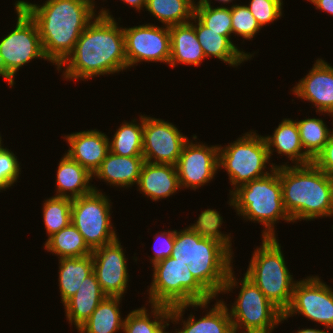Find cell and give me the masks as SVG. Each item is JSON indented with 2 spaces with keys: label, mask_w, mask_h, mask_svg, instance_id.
I'll return each instance as SVG.
<instances>
[{
  "label": "cell",
  "mask_w": 333,
  "mask_h": 333,
  "mask_svg": "<svg viewBox=\"0 0 333 333\" xmlns=\"http://www.w3.org/2000/svg\"><path fill=\"white\" fill-rule=\"evenodd\" d=\"M222 223L223 217L215 209L201 211L194 224L180 231L175 229L170 256L188 265L195 279L214 298L221 294L233 268L231 233L220 231Z\"/></svg>",
  "instance_id": "cell-1"
},
{
  "label": "cell",
  "mask_w": 333,
  "mask_h": 333,
  "mask_svg": "<svg viewBox=\"0 0 333 333\" xmlns=\"http://www.w3.org/2000/svg\"><path fill=\"white\" fill-rule=\"evenodd\" d=\"M102 8L77 40L72 53L57 68L66 80L92 79L127 70L123 27ZM65 66V67H64Z\"/></svg>",
  "instance_id": "cell-2"
},
{
  "label": "cell",
  "mask_w": 333,
  "mask_h": 333,
  "mask_svg": "<svg viewBox=\"0 0 333 333\" xmlns=\"http://www.w3.org/2000/svg\"><path fill=\"white\" fill-rule=\"evenodd\" d=\"M15 3L36 23L44 55L56 69L72 53L81 33L97 15L91 0H46L42 5L24 0Z\"/></svg>",
  "instance_id": "cell-3"
},
{
  "label": "cell",
  "mask_w": 333,
  "mask_h": 333,
  "mask_svg": "<svg viewBox=\"0 0 333 333\" xmlns=\"http://www.w3.org/2000/svg\"><path fill=\"white\" fill-rule=\"evenodd\" d=\"M278 166L283 205L292 222L333 216V178L313 162Z\"/></svg>",
  "instance_id": "cell-4"
},
{
  "label": "cell",
  "mask_w": 333,
  "mask_h": 333,
  "mask_svg": "<svg viewBox=\"0 0 333 333\" xmlns=\"http://www.w3.org/2000/svg\"><path fill=\"white\" fill-rule=\"evenodd\" d=\"M270 173L230 190L228 204L246 221L263 225L262 237H276L275 224L279 220L292 222L283 205L279 166Z\"/></svg>",
  "instance_id": "cell-5"
},
{
  "label": "cell",
  "mask_w": 333,
  "mask_h": 333,
  "mask_svg": "<svg viewBox=\"0 0 333 333\" xmlns=\"http://www.w3.org/2000/svg\"><path fill=\"white\" fill-rule=\"evenodd\" d=\"M233 270L229 271L221 293L228 294L241 287L231 309L228 308L234 333H272L279 323H283V312L245 275L239 283Z\"/></svg>",
  "instance_id": "cell-6"
},
{
  "label": "cell",
  "mask_w": 333,
  "mask_h": 333,
  "mask_svg": "<svg viewBox=\"0 0 333 333\" xmlns=\"http://www.w3.org/2000/svg\"><path fill=\"white\" fill-rule=\"evenodd\" d=\"M286 263L278 239L262 237V244L253 251L244 274L283 313L290 306L297 282Z\"/></svg>",
  "instance_id": "cell-7"
},
{
  "label": "cell",
  "mask_w": 333,
  "mask_h": 333,
  "mask_svg": "<svg viewBox=\"0 0 333 333\" xmlns=\"http://www.w3.org/2000/svg\"><path fill=\"white\" fill-rule=\"evenodd\" d=\"M152 266L153 280L147 290L150 305L172 307L215 299L195 279L185 263L168 257Z\"/></svg>",
  "instance_id": "cell-8"
},
{
  "label": "cell",
  "mask_w": 333,
  "mask_h": 333,
  "mask_svg": "<svg viewBox=\"0 0 333 333\" xmlns=\"http://www.w3.org/2000/svg\"><path fill=\"white\" fill-rule=\"evenodd\" d=\"M268 147L264 136L256 131H249L227 146L219 145L218 168L226 170L230 184L234 187L268 175L266 165L275 168L278 165L269 163Z\"/></svg>",
  "instance_id": "cell-9"
},
{
  "label": "cell",
  "mask_w": 333,
  "mask_h": 333,
  "mask_svg": "<svg viewBox=\"0 0 333 333\" xmlns=\"http://www.w3.org/2000/svg\"><path fill=\"white\" fill-rule=\"evenodd\" d=\"M17 23L12 31L0 40V76L14 86L15 75L20 68L33 59L46 57L36 23L16 3Z\"/></svg>",
  "instance_id": "cell-10"
},
{
  "label": "cell",
  "mask_w": 333,
  "mask_h": 333,
  "mask_svg": "<svg viewBox=\"0 0 333 333\" xmlns=\"http://www.w3.org/2000/svg\"><path fill=\"white\" fill-rule=\"evenodd\" d=\"M111 200L96 189L92 193L72 199L71 223L82 234L91 250L118 239L111 222Z\"/></svg>",
  "instance_id": "cell-11"
},
{
  "label": "cell",
  "mask_w": 333,
  "mask_h": 333,
  "mask_svg": "<svg viewBox=\"0 0 333 333\" xmlns=\"http://www.w3.org/2000/svg\"><path fill=\"white\" fill-rule=\"evenodd\" d=\"M283 314L284 320L300 314L308 321L317 322L327 330H332L333 289L322 281L318 275L297 280L290 306Z\"/></svg>",
  "instance_id": "cell-12"
},
{
  "label": "cell",
  "mask_w": 333,
  "mask_h": 333,
  "mask_svg": "<svg viewBox=\"0 0 333 333\" xmlns=\"http://www.w3.org/2000/svg\"><path fill=\"white\" fill-rule=\"evenodd\" d=\"M123 33L127 68L143 61L169 64L171 35L168 26L146 23L131 28L123 27Z\"/></svg>",
  "instance_id": "cell-13"
},
{
  "label": "cell",
  "mask_w": 333,
  "mask_h": 333,
  "mask_svg": "<svg viewBox=\"0 0 333 333\" xmlns=\"http://www.w3.org/2000/svg\"><path fill=\"white\" fill-rule=\"evenodd\" d=\"M196 134L192 140H188L176 163V171L181 189H198L213 181L219 162V145H206L196 140Z\"/></svg>",
  "instance_id": "cell-14"
},
{
  "label": "cell",
  "mask_w": 333,
  "mask_h": 333,
  "mask_svg": "<svg viewBox=\"0 0 333 333\" xmlns=\"http://www.w3.org/2000/svg\"><path fill=\"white\" fill-rule=\"evenodd\" d=\"M188 137L168 121L143 115V157L149 163L176 165Z\"/></svg>",
  "instance_id": "cell-15"
},
{
  "label": "cell",
  "mask_w": 333,
  "mask_h": 333,
  "mask_svg": "<svg viewBox=\"0 0 333 333\" xmlns=\"http://www.w3.org/2000/svg\"><path fill=\"white\" fill-rule=\"evenodd\" d=\"M93 272L107 297L123 298L129 282L126 255L121 242L103 245L92 250Z\"/></svg>",
  "instance_id": "cell-16"
},
{
  "label": "cell",
  "mask_w": 333,
  "mask_h": 333,
  "mask_svg": "<svg viewBox=\"0 0 333 333\" xmlns=\"http://www.w3.org/2000/svg\"><path fill=\"white\" fill-rule=\"evenodd\" d=\"M216 303L214 307L210 308L209 312L206 310L205 316H201L200 319H196L195 315L190 313L187 320L183 319L185 309L194 307V309L200 307L201 309L208 308L207 302H197L193 304H180L170 307L169 321L173 324L183 323L182 328L175 329L176 333H234L232 320L228 311V305L218 298L214 299ZM218 300V301H217ZM184 320V321H183ZM182 321V322H179ZM175 322V323H174Z\"/></svg>",
  "instance_id": "cell-17"
},
{
  "label": "cell",
  "mask_w": 333,
  "mask_h": 333,
  "mask_svg": "<svg viewBox=\"0 0 333 333\" xmlns=\"http://www.w3.org/2000/svg\"><path fill=\"white\" fill-rule=\"evenodd\" d=\"M292 94L309 101L316 114L333 117V66L318 58L309 73L293 87ZM325 113V114H324Z\"/></svg>",
  "instance_id": "cell-18"
},
{
  "label": "cell",
  "mask_w": 333,
  "mask_h": 333,
  "mask_svg": "<svg viewBox=\"0 0 333 333\" xmlns=\"http://www.w3.org/2000/svg\"><path fill=\"white\" fill-rule=\"evenodd\" d=\"M64 137L69 145L66 154L86 168L92 175L110 151V138L97 129L73 132Z\"/></svg>",
  "instance_id": "cell-19"
},
{
  "label": "cell",
  "mask_w": 333,
  "mask_h": 333,
  "mask_svg": "<svg viewBox=\"0 0 333 333\" xmlns=\"http://www.w3.org/2000/svg\"><path fill=\"white\" fill-rule=\"evenodd\" d=\"M137 191L152 201L166 199L181 190L176 166L171 164L144 162Z\"/></svg>",
  "instance_id": "cell-20"
},
{
  "label": "cell",
  "mask_w": 333,
  "mask_h": 333,
  "mask_svg": "<svg viewBox=\"0 0 333 333\" xmlns=\"http://www.w3.org/2000/svg\"><path fill=\"white\" fill-rule=\"evenodd\" d=\"M144 162L143 156H119L109 151L93 178H99L112 187L129 189L138 184Z\"/></svg>",
  "instance_id": "cell-21"
},
{
  "label": "cell",
  "mask_w": 333,
  "mask_h": 333,
  "mask_svg": "<svg viewBox=\"0 0 333 333\" xmlns=\"http://www.w3.org/2000/svg\"><path fill=\"white\" fill-rule=\"evenodd\" d=\"M195 32L206 58L215 57L232 67H238L241 63L251 60L254 53H245L238 49L233 41L221 32H215L205 27L195 16Z\"/></svg>",
  "instance_id": "cell-22"
},
{
  "label": "cell",
  "mask_w": 333,
  "mask_h": 333,
  "mask_svg": "<svg viewBox=\"0 0 333 333\" xmlns=\"http://www.w3.org/2000/svg\"><path fill=\"white\" fill-rule=\"evenodd\" d=\"M106 297L92 272L83 280L77 292L63 304L65 316L71 326L78 329Z\"/></svg>",
  "instance_id": "cell-23"
},
{
  "label": "cell",
  "mask_w": 333,
  "mask_h": 333,
  "mask_svg": "<svg viewBox=\"0 0 333 333\" xmlns=\"http://www.w3.org/2000/svg\"><path fill=\"white\" fill-rule=\"evenodd\" d=\"M93 175L66 153L60 159L56 172V195L70 199L92 193L97 188L91 185Z\"/></svg>",
  "instance_id": "cell-24"
},
{
  "label": "cell",
  "mask_w": 333,
  "mask_h": 333,
  "mask_svg": "<svg viewBox=\"0 0 333 333\" xmlns=\"http://www.w3.org/2000/svg\"><path fill=\"white\" fill-rule=\"evenodd\" d=\"M264 138L269 158L273 152H277L281 156L286 155L293 165H306L313 161L302 147L298 126L293 119L283 118L278 127L274 129L273 135H266Z\"/></svg>",
  "instance_id": "cell-25"
},
{
  "label": "cell",
  "mask_w": 333,
  "mask_h": 333,
  "mask_svg": "<svg viewBox=\"0 0 333 333\" xmlns=\"http://www.w3.org/2000/svg\"><path fill=\"white\" fill-rule=\"evenodd\" d=\"M192 21V22H191ZM189 23L169 27L171 55L169 66L178 64L199 66L206 59L195 32L194 17Z\"/></svg>",
  "instance_id": "cell-26"
},
{
  "label": "cell",
  "mask_w": 333,
  "mask_h": 333,
  "mask_svg": "<svg viewBox=\"0 0 333 333\" xmlns=\"http://www.w3.org/2000/svg\"><path fill=\"white\" fill-rule=\"evenodd\" d=\"M58 281L61 303L64 304L81 286L83 280L93 272L92 254L85 257L60 258Z\"/></svg>",
  "instance_id": "cell-27"
},
{
  "label": "cell",
  "mask_w": 333,
  "mask_h": 333,
  "mask_svg": "<svg viewBox=\"0 0 333 333\" xmlns=\"http://www.w3.org/2000/svg\"><path fill=\"white\" fill-rule=\"evenodd\" d=\"M120 297H106L92 315L77 329L79 333H117L123 330L124 319L119 309Z\"/></svg>",
  "instance_id": "cell-28"
},
{
  "label": "cell",
  "mask_w": 333,
  "mask_h": 333,
  "mask_svg": "<svg viewBox=\"0 0 333 333\" xmlns=\"http://www.w3.org/2000/svg\"><path fill=\"white\" fill-rule=\"evenodd\" d=\"M169 316V306L151 304V313H149V310L146 309V306H143L141 308L130 311V313L126 315L124 318L122 332L161 333L170 324Z\"/></svg>",
  "instance_id": "cell-29"
},
{
  "label": "cell",
  "mask_w": 333,
  "mask_h": 333,
  "mask_svg": "<svg viewBox=\"0 0 333 333\" xmlns=\"http://www.w3.org/2000/svg\"><path fill=\"white\" fill-rule=\"evenodd\" d=\"M195 0H147L145 10L164 26L189 23L194 17Z\"/></svg>",
  "instance_id": "cell-30"
},
{
  "label": "cell",
  "mask_w": 333,
  "mask_h": 333,
  "mask_svg": "<svg viewBox=\"0 0 333 333\" xmlns=\"http://www.w3.org/2000/svg\"><path fill=\"white\" fill-rule=\"evenodd\" d=\"M131 122L123 121L112 139H109V149L119 156H143V115Z\"/></svg>",
  "instance_id": "cell-31"
},
{
  "label": "cell",
  "mask_w": 333,
  "mask_h": 333,
  "mask_svg": "<svg viewBox=\"0 0 333 333\" xmlns=\"http://www.w3.org/2000/svg\"><path fill=\"white\" fill-rule=\"evenodd\" d=\"M44 248L47 252L57 255L59 259L85 257L92 254L82 234L72 223L46 239Z\"/></svg>",
  "instance_id": "cell-32"
},
{
  "label": "cell",
  "mask_w": 333,
  "mask_h": 333,
  "mask_svg": "<svg viewBox=\"0 0 333 333\" xmlns=\"http://www.w3.org/2000/svg\"><path fill=\"white\" fill-rule=\"evenodd\" d=\"M295 121L298 126L302 147L314 159L332 136L333 129H329L328 125L320 118H306L298 121L296 119Z\"/></svg>",
  "instance_id": "cell-33"
},
{
  "label": "cell",
  "mask_w": 333,
  "mask_h": 333,
  "mask_svg": "<svg viewBox=\"0 0 333 333\" xmlns=\"http://www.w3.org/2000/svg\"><path fill=\"white\" fill-rule=\"evenodd\" d=\"M72 199L52 196L43 202L42 216L48 238L71 223Z\"/></svg>",
  "instance_id": "cell-34"
},
{
  "label": "cell",
  "mask_w": 333,
  "mask_h": 333,
  "mask_svg": "<svg viewBox=\"0 0 333 333\" xmlns=\"http://www.w3.org/2000/svg\"><path fill=\"white\" fill-rule=\"evenodd\" d=\"M194 16L205 26L221 35L227 36L231 40L232 18L231 6H209L195 4Z\"/></svg>",
  "instance_id": "cell-35"
},
{
  "label": "cell",
  "mask_w": 333,
  "mask_h": 333,
  "mask_svg": "<svg viewBox=\"0 0 333 333\" xmlns=\"http://www.w3.org/2000/svg\"><path fill=\"white\" fill-rule=\"evenodd\" d=\"M231 18L232 33L235 34V36L237 35L244 38V40H253L252 38L261 30L256 18L247 8L246 4H232Z\"/></svg>",
  "instance_id": "cell-36"
},
{
  "label": "cell",
  "mask_w": 333,
  "mask_h": 333,
  "mask_svg": "<svg viewBox=\"0 0 333 333\" xmlns=\"http://www.w3.org/2000/svg\"><path fill=\"white\" fill-rule=\"evenodd\" d=\"M246 5L261 28L283 15V0H250Z\"/></svg>",
  "instance_id": "cell-37"
},
{
  "label": "cell",
  "mask_w": 333,
  "mask_h": 333,
  "mask_svg": "<svg viewBox=\"0 0 333 333\" xmlns=\"http://www.w3.org/2000/svg\"><path fill=\"white\" fill-rule=\"evenodd\" d=\"M17 156L7 147L0 151V192L13 186L21 174Z\"/></svg>",
  "instance_id": "cell-38"
},
{
  "label": "cell",
  "mask_w": 333,
  "mask_h": 333,
  "mask_svg": "<svg viewBox=\"0 0 333 333\" xmlns=\"http://www.w3.org/2000/svg\"><path fill=\"white\" fill-rule=\"evenodd\" d=\"M159 233L154 239L156 245L152 247L154 255L149 259L152 265L170 257L174 250L175 230H164V232L160 231Z\"/></svg>",
  "instance_id": "cell-39"
},
{
  "label": "cell",
  "mask_w": 333,
  "mask_h": 333,
  "mask_svg": "<svg viewBox=\"0 0 333 333\" xmlns=\"http://www.w3.org/2000/svg\"><path fill=\"white\" fill-rule=\"evenodd\" d=\"M312 162L320 170L333 178V133Z\"/></svg>",
  "instance_id": "cell-40"
},
{
  "label": "cell",
  "mask_w": 333,
  "mask_h": 333,
  "mask_svg": "<svg viewBox=\"0 0 333 333\" xmlns=\"http://www.w3.org/2000/svg\"><path fill=\"white\" fill-rule=\"evenodd\" d=\"M315 5L318 10L325 11L333 15V0H307Z\"/></svg>",
  "instance_id": "cell-41"
},
{
  "label": "cell",
  "mask_w": 333,
  "mask_h": 333,
  "mask_svg": "<svg viewBox=\"0 0 333 333\" xmlns=\"http://www.w3.org/2000/svg\"><path fill=\"white\" fill-rule=\"evenodd\" d=\"M120 1H123L124 3L136 9V11L138 10V12H140L141 9L142 10L143 8L145 9L147 0H120Z\"/></svg>",
  "instance_id": "cell-42"
},
{
  "label": "cell",
  "mask_w": 333,
  "mask_h": 333,
  "mask_svg": "<svg viewBox=\"0 0 333 333\" xmlns=\"http://www.w3.org/2000/svg\"><path fill=\"white\" fill-rule=\"evenodd\" d=\"M295 333H331V332H329V329H328V331H323L322 329L319 330V329H314V328H302V329L297 330V332H295Z\"/></svg>",
  "instance_id": "cell-43"
},
{
  "label": "cell",
  "mask_w": 333,
  "mask_h": 333,
  "mask_svg": "<svg viewBox=\"0 0 333 333\" xmlns=\"http://www.w3.org/2000/svg\"><path fill=\"white\" fill-rule=\"evenodd\" d=\"M211 1L212 0H198V2H196V4H204V5L211 6V4H212ZM214 1H218L219 4H220V2H222L225 5L226 3L228 4L234 0H214Z\"/></svg>",
  "instance_id": "cell-44"
},
{
  "label": "cell",
  "mask_w": 333,
  "mask_h": 333,
  "mask_svg": "<svg viewBox=\"0 0 333 333\" xmlns=\"http://www.w3.org/2000/svg\"><path fill=\"white\" fill-rule=\"evenodd\" d=\"M2 143H3V141H2V136H1V134H0V151L2 150V149H4V145H2Z\"/></svg>",
  "instance_id": "cell-45"
},
{
  "label": "cell",
  "mask_w": 333,
  "mask_h": 333,
  "mask_svg": "<svg viewBox=\"0 0 333 333\" xmlns=\"http://www.w3.org/2000/svg\"><path fill=\"white\" fill-rule=\"evenodd\" d=\"M161 333H169L168 331L166 332V330L164 329ZM172 333V332H171Z\"/></svg>",
  "instance_id": "cell-46"
}]
</instances>
